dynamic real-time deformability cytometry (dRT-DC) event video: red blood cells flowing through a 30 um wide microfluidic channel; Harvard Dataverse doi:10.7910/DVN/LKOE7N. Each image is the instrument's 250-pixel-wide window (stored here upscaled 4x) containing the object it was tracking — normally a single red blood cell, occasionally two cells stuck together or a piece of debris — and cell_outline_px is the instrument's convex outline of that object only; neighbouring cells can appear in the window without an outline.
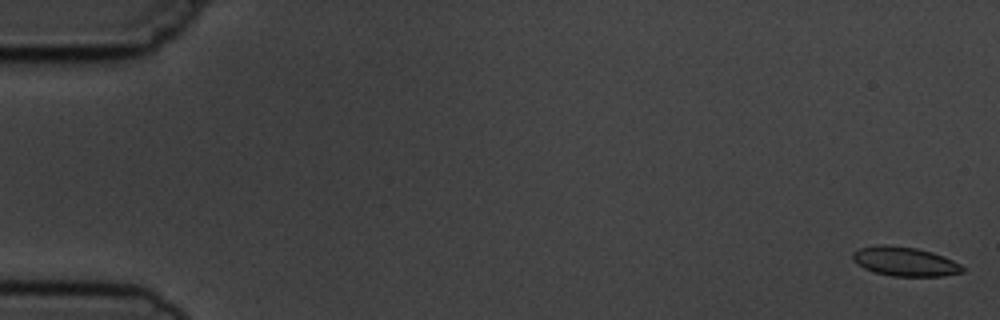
{"species": "common noctule bat (a hibernating species)", "species_latin": "Nyctalus noctula", "temperature_condition": "cold", "stored_images_in_passage": 6, "camera_frame_rate_fps": 3000, "um_per_image_px": 0.085, "animal": {"sex": "male", "body_mass_g": 19.5, "forearm_length_mm": 54.6}, "frame": {"image": 1, "passage_image": 1, "time_ms": 0.0, "image_size_px": [1000, 320], "cell_outline_px": [[964, 272], [944, 276], [892, 276], [872, 272], [856, 264], [852, 260], [852, 252], [860, 248], [876, 244], [884, 244], [916, 248], [932, 252], [944, 256], [960, 264], [964, 268]], "centroid_in_image_um": [76.88, 22.23], "position_along_channel_um": 8.1, "area_um2": 18.9}}
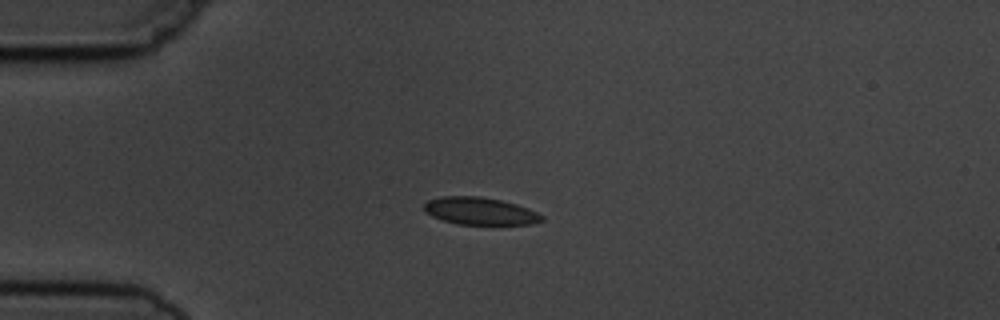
{"frame": {"image": 2, "passage_image": 4, "time_ms": 4.333, "image_size_px": [1000, 320], "cell_outline_px": [[544, 220], [532, 224], [456, 224], [432, 216], [424, 212], [424, 204], [428, 200], [440, 196], [480, 196], [500, 200], [516, 204], [528, 208], [544, 216]], "centroid_in_image_um": [40.79, 17.93], "position_along_channel_um": 44.2, "area_um2": 18.79}}
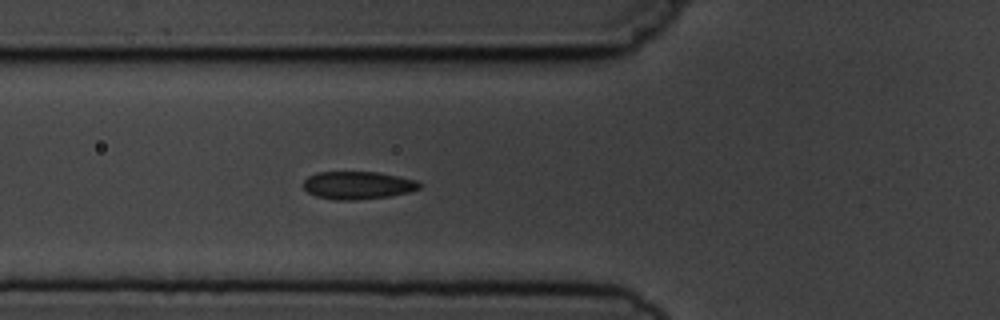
{"frame": {"image": 3, "passage_image": 6, "time_ms": 6.333, "image_size_px": [1000, 320], "cell_outline_px": [[424, 184], [420, 188], [408, 192], [388, 196], [352, 200], [336, 200], [316, 196], [308, 192], [304, 188], [304, 180], [308, 176], [316, 172], [380, 172], [416, 180]], "centroid_in_image_um": [30.42, 15.74], "position_along_channel_um": 95.4, "area_um2": 18.79}}